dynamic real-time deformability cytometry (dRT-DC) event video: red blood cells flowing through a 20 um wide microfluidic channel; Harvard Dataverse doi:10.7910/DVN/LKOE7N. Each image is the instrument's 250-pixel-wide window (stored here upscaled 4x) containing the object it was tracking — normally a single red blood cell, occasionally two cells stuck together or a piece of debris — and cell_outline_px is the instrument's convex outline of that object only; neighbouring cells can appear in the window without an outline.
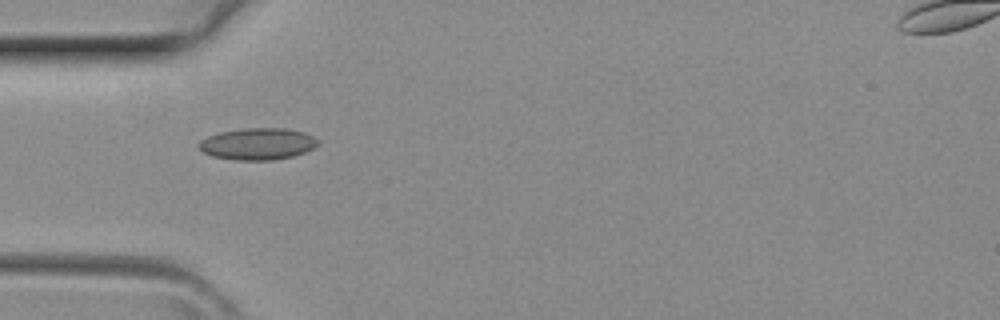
{"species": "common noctule bat (a hibernating species)", "species_latin": "Nyctalus noctula", "temperature_condition": "room temperature", "stored_images_in_passage": 4, "camera_frame_rate_fps": 3000, "um_per_image_px": 0.085, "animal": {"sex": "female", "body_mass_g": 29.2, "forearm_length_mm": 56.3}, "frame": {"image": 1, "passage_image": 3, "time_ms": 0.667, "image_size_px": [1000, 320], "cell_outline_px": [[320, 144], [304, 152], [292, 156], [272, 160], [236, 160], [212, 156], [204, 152], [196, 144], [200, 140], [208, 136], [220, 132], [244, 128], [284, 128], [304, 132], [320, 140]], "centroid_in_image_um": [21.9, 12.22], "position_along_channel_um": 63.1, "area_um2": 22.02}}
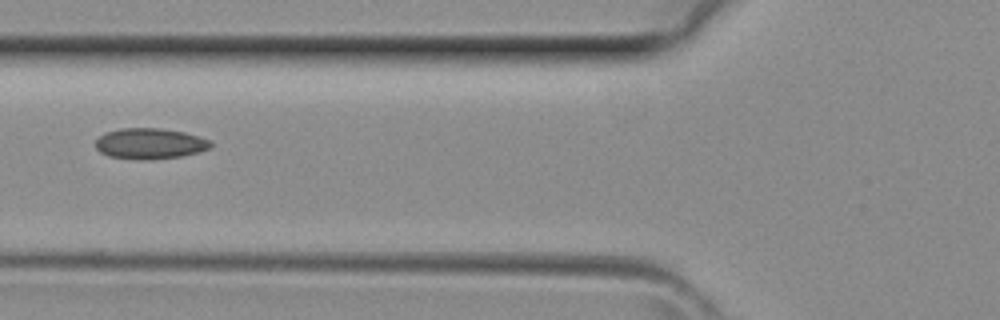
{"frame": {"image": 2, "passage_image": 4, "time_ms": 1.0, "image_size_px": [1000, 320], "cell_outline_px": [[212, 144], [208, 148], [200, 152], [184, 156], [152, 160], [136, 160], [108, 156], [100, 152], [96, 148], [96, 140], [100, 136], [108, 132], [120, 128], [160, 128], [184, 132], [208, 140]], "centroid_in_image_um": [12.72, 12.22], "position_along_channel_um": 113.1, "area_um2": 20.69}}